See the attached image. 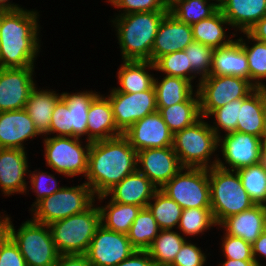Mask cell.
Masks as SVG:
<instances>
[{
	"label": "cell",
	"instance_id": "6da1fadb",
	"mask_svg": "<svg viewBox=\"0 0 266 266\" xmlns=\"http://www.w3.org/2000/svg\"><path fill=\"white\" fill-rule=\"evenodd\" d=\"M137 170V151L123 136L91 142L85 182L93 195H105Z\"/></svg>",
	"mask_w": 266,
	"mask_h": 266
},
{
	"label": "cell",
	"instance_id": "7a4b0ae2",
	"mask_svg": "<svg viewBox=\"0 0 266 266\" xmlns=\"http://www.w3.org/2000/svg\"><path fill=\"white\" fill-rule=\"evenodd\" d=\"M38 12L0 11V68L34 67L39 52Z\"/></svg>",
	"mask_w": 266,
	"mask_h": 266
},
{
	"label": "cell",
	"instance_id": "3957f363",
	"mask_svg": "<svg viewBox=\"0 0 266 266\" xmlns=\"http://www.w3.org/2000/svg\"><path fill=\"white\" fill-rule=\"evenodd\" d=\"M169 11L116 15L112 20L123 61H151V52L159 24Z\"/></svg>",
	"mask_w": 266,
	"mask_h": 266
},
{
	"label": "cell",
	"instance_id": "277c9868",
	"mask_svg": "<svg viewBox=\"0 0 266 266\" xmlns=\"http://www.w3.org/2000/svg\"><path fill=\"white\" fill-rule=\"evenodd\" d=\"M217 165L209 168L211 210L219 225L231 215L241 213L255 205L235 170H229L219 158Z\"/></svg>",
	"mask_w": 266,
	"mask_h": 266
},
{
	"label": "cell",
	"instance_id": "5b68a950",
	"mask_svg": "<svg viewBox=\"0 0 266 266\" xmlns=\"http://www.w3.org/2000/svg\"><path fill=\"white\" fill-rule=\"evenodd\" d=\"M100 225V209L92 204L82 213L49 224V228L60 255H76L86 254Z\"/></svg>",
	"mask_w": 266,
	"mask_h": 266
},
{
	"label": "cell",
	"instance_id": "8992f818",
	"mask_svg": "<svg viewBox=\"0 0 266 266\" xmlns=\"http://www.w3.org/2000/svg\"><path fill=\"white\" fill-rule=\"evenodd\" d=\"M202 120L203 117L193 125L176 132L173 136L174 152L184 168L209 169L217 165V158L211 162L212 164L208 165V163H210V156L219 146V137L211 129V126Z\"/></svg>",
	"mask_w": 266,
	"mask_h": 266
},
{
	"label": "cell",
	"instance_id": "52a82bcc",
	"mask_svg": "<svg viewBox=\"0 0 266 266\" xmlns=\"http://www.w3.org/2000/svg\"><path fill=\"white\" fill-rule=\"evenodd\" d=\"M10 238L18 246L27 266H55L60 256L53 242L49 225L33 219L15 231L10 224Z\"/></svg>",
	"mask_w": 266,
	"mask_h": 266
},
{
	"label": "cell",
	"instance_id": "ba28073f",
	"mask_svg": "<svg viewBox=\"0 0 266 266\" xmlns=\"http://www.w3.org/2000/svg\"><path fill=\"white\" fill-rule=\"evenodd\" d=\"M91 188L83 183L76 187H62L43 198L32 208L33 220L49 225L58 220L84 212L95 201Z\"/></svg>",
	"mask_w": 266,
	"mask_h": 266
},
{
	"label": "cell",
	"instance_id": "9c48e42d",
	"mask_svg": "<svg viewBox=\"0 0 266 266\" xmlns=\"http://www.w3.org/2000/svg\"><path fill=\"white\" fill-rule=\"evenodd\" d=\"M183 170H185L184 173ZM160 190L182 209L211 208L209 169L207 168H182Z\"/></svg>",
	"mask_w": 266,
	"mask_h": 266
},
{
	"label": "cell",
	"instance_id": "30bf717a",
	"mask_svg": "<svg viewBox=\"0 0 266 266\" xmlns=\"http://www.w3.org/2000/svg\"><path fill=\"white\" fill-rule=\"evenodd\" d=\"M197 87L203 118L233 100L245 98L256 88L249 80L232 75H209L199 80Z\"/></svg>",
	"mask_w": 266,
	"mask_h": 266
},
{
	"label": "cell",
	"instance_id": "8fae6325",
	"mask_svg": "<svg viewBox=\"0 0 266 266\" xmlns=\"http://www.w3.org/2000/svg\"><path fill=\"white\" fill-rule=\"evenodd\" d=\"M43 143L46 163L56 173L69 177L80 174L86 175L90 141L87 140L84 147L80 138L54 136L46 137Z\"/></svg>",
	"mask_w": 266,
	"mask_h": 266
},
{
	"label": "cell",
	"instance_id": "7c38bea8",
	"mask_svg": "<svg viewBox=\"0 0 266 266\" xmlns=\"http://www.w3.org/2000/svg\"><path fill=\"white\" fill-rule=\"evenodd\" d=\"M108 98L112 105L115 124L122 133L136 121L158 111L154 86L136 93L117 92L113 88Z\"/></svg>",
	"mask_w": 266,
	"mask_h": 266
},
{
	"label": "cell",
	"instance_id": "4fadbf2b",
	"mask_svg": "<svg viewBox=\"0 0 266 266\" xmlns=\"http://www.w3.org/2000/svg\"><path fill=\"white\" fill-rule=\"evenodd\" d=\"M135 251L126 234L108 230L100 225L85 255L92 266H115Z\"/></svg>",
	"mask_w": 266,
	"mask_h": 266
},
{
	"label": "cell",
	"instance_id": "5bb4252c",
	"mask_svg": "<svg viewBox=\"0 0 266 266\" xmlns=\"http://www.w3.org/2000/svg\"><path fill=\"white\" fill-rule=\"evenodd\" d=\"M34 67L0 68V112L23 109L36 87Z\"/></svg>",
	"mask_w": 266,
	"mask_h": 266
},
{
	"label": "cell",
	"instance_id": "9a60e30c",
	"mask_svg": "<svg viewBox=\"0 0 266 266\" xmlns=\"http://www.w3.org/2000/svg\"><path fill=\"white\" fill-rule=\"evenodd\" d=\"M182 168L184 167L174 152L173 146L148 148L137 152V170L158 189L170 181Z\"/></svg>",
	"mask_w": 266,
	"mask_h": 266
},
{
	"label": "cell",
	"instance_id": "2e32d148",
	"mask_svg": "<svg viewBox=\"0 0 266 266\" xmlns=\"http://www.w3.org/2000/svg\"><path fill=\"white\" fill-rule=\"evenodd\" d=\"M123 136L137 151L148 148L173 146L174 134L169 130L161 114L156 111L136 121Z\"/></svg>",
	"mask_w": 266,
	"mask_h": 266
},
{
	"label": "cell",
	"instance_id": "e0dca14e",
	"mask_svg": "<svg viewBox=\"0 0 266 266\" xmlns=\"http://www.w3.org/2000/svg\"><path fill=\"white\" fill-rule=\"evenodd\" d=\"M193 41L192 27L180 22L168 12L159 24L151 52V62L154 63L163 55L183 51Z\"/></svg>",
	"mask_w": 266,
	"mask_h": 266
},
{
	"label": "cell",
	"instance_id": "ac0fdd59",
	"mask_svg": "<svg viewBox=\"0 0 266 266\" xmlns=\"http://www.w3.org/2000/svg\"><path fill=\"white\" fill-rule=\"evenodd\" d=\"M219 146L224 161L230 166L229 170H238L257 164L260 149V137L233 131L219 137Z\"/></svg>",
	"mask_w": 266,
	"mask_h": 266
},
{
	"label": "cell",
	"instance_id": "d6986e66",
	"mask_svg": "<svg viewBox=\"0 0 266 266\" xmlns=\"http://www.w3.org/2000/svg\"><path fill=\"white\" fill-rule=\"evenodd\" d=\"M158 188L142 173L136 170L123 178L105 195L97 196L99 200L111 195V200L116 203L136 205L147 208Z\"/></svg>",
	"mask_w": 266,
	"mask_h": 266
},
{
	"label": "cell",
	"instance_id": "ffe728a7",
	"mask_svg": "<svg viewBox=\"0 0 266 266\" xmlns=\"http://www.w3.org/2000/svg\"><path fill=\"white\" fill-rule=\"evenodd\" d=\"M26 155L25 149L0 148V189L6 196L27 192L24 176L30 171Z\"/></svg>",
	"mask_w": 266,
	"mask_h": 266
},
{
	"label": "cell",
	"instance_id": "44dd1931",
	"mask_svg": "<svg viewBox=\"0 0 266 266\" xmlns=\"http://www.w3.org/2000/svg\"><path fill=\"white\" fill-rule=\"evenodd\" d=\"M41 135L25 108L0 112V148L25 149L23 142Z\"/></svg>",
	"mask_w": 266,
	"mask_h": 266
},
{
	"label": "cell",
	"instance_id": "7402d4cb",
	"mask_svg": "<svg viewBox=\"0 0 266 266\" xmlns=\"http://www.w3.org/2000/svg\"><path fill=\"white\" fill-rule=\"evenodd\" d=\"M219 226L225 228L226 234L242 238L253 244L266 228V207L253 205L250 209L231 215Z\"/></svg>",
	"mask_w": 266,
	"mask_h": 266
},
{
	"label": "cell",
	"instance_id": "603a6c76",
	"mask_svg": "<svg viewBox=\"0 0 266 266\" xmlns=\"http://www.w3.org/2000/svg\"><path fill=\"white\" fill-rule=\"evenodd\" d=\"M87 119V140L90 142L123 135L117 128L108 97L97 95L91 102Z\"/></svg>",
	"mask_w": 266,
	"mask_h": 266
},
{
	"label": "cell",
	"instance_id": "cb8c5ba5",
	"mask_svg": "<svg viewBox=\"0 0 266 266\" xmlns=\"http://www.w3.org/2000/svg\"><path fill=\"white\" fill-rule=\"evenodd\" d=\"M219 9L230 26L244 33L266 15V0H223Z\"/></svg>",
	"mask_w": 266,
	"mask_h": 266
},
{
	"label": "cell",
	"instance_id": "d4e9b609",
	"mask_svg": "<svg viewBox=\"0 0 266 266\" xmlns=\"http://www.w3.org/2000/svg\"><path fill=\"white\" fill-rule=\"evenodd\" d=\"M210 75H232L249 80L248 61L241 41L233 40L214 50Z\"/></svg>",
	"mask_w": 266,
	"mask_h": 266
},
{
	"label": "cell",
	"instance_id": "484cf974",
	"mask_svg": "<svg viewBox=\"0 0 266 266\" xmlns=\"http://www.w3.org/2000/svg\"><path fill=\"white\" fill-rule=\"evenodd\" d=\"M265 108L266 88H255L245 98H242L236 131L260 137Z\"/></svg>",
	"mask_w": 266,
	"mask_h": 266
},
{
	"label": "cell",
	"instance_id": "4316f807",
	"mask_svg": "<svg viewBox=\"0 0 266 266\" xmlns=\"http://www.w3.org/2000/svg\"><path fill=\"white\" fill-rule=\"evenodd\" d=\"M146 69H155L151 61H123L118 71L120 87L117 92L136 93L149 90L154 86V77Z\"/></svg>",
	"mask_w": 266,
	"mask_h": 266
},
{
	"label": "cell",
	"instance_id": "83f0119b",
	"mask_svg": "<svg viewBox=\"0 0 266 266\" xmlns=\"http://www.w3.org/2000/svg\"><path fill=\"white\" fill-rule=\"evenodd\" d=\"M55 91L37 90L35 87L26 102L25 110L34 122L35 128L40 134L45 135L50 128L51 116L61 94Z\"/></svg>",
	"mask_w": 266,
	"mask_h": 266
},
{
	"label": "cell",
	"instance_id": "f1b7e54d",
	"mask_svg": "<svg viewBox=\"0 0 266 266\" xmlns=\"http://www.w3.org/2000/svg\"><path fill=\"white\" fill-rule=\"evenodd\" d=\"M194 94H192L185 102L173 104L168 107H157L158 112L161 114L164 122L173 134L193 125L196 121L202 118L197 91Z\"/></svg>",
	"mask_w": 266,
	"mask_h": 266
},
{
	"label": "cell",
	"instance_id": "f546056e",
	"mask_svg": "<svg viewBox=\"0 0 266 266\" xmlns=\"http://www.w3.org/2000/svg\"><path fill=\"white\" fill-rule=\"evenodd\" d=\"M229 25L227 19L218 9L212 16L202 19L198 23L191 25L193 40L214 49L229 45L233 39H227L226 30L223 25Z\"/></svg>",
	"mask_w": 266,
	"mask_h": 266
},
{
	"label": "cell",
	"instance_id": "4dcf8cb0",
	"mask_svg": "<svg viewBox=\"0 0 266 266\" xmlns=\"http://www.w3.org/2000/svg\"><path fill=\"white\" fill-rule=\"evenodd\" d=\"M191 83L184 78L168 75L161 81L154 79L157 107H168L185 102L193 94L194 87Z\"/></svg>",
	"mask_w": 266,
	"mask_h": 266
},
{
	"label": "cell",
	"instance_id": "1f68e13d",
	"mask_svg": "<svg viewBox=\"0 0 266 266\" xmlns=\"http://www.w3.org/2000/svg\"><path fill=\"white\" fill-rule=\"evenodd\" d=\"M99 209L101 225L108 230L127 235L142 207L116 203L110 199L106 206H101Z\"/></svg>",
	"mask_w": 266,
	"mask_h": 266
},
{
	"label": "cell",
	"instance_id": "d6a6232c",
	"mask_svg": "<svg viewBox=\"0 0 266 266\" xmlns=\"http://www.w3.org/2000/svg\"><path fill=\"white\" fill-rule=\"evenodd\" d=\"M209 0H171L168 4L169 12L180 22L190 26L202 19L209 18L218 9L217 3Z\"/></svg>",
	"mask_w": 266,
	"mask_h": 266
},
{
	"label": "cell",
	"instance_id": "836d02e7",
	"mask_svg": "<svg viewBox=\"0 0 266 266\" xmlns=\"http://www.w3.org/2000/svg\"><path fill=\"white\" fill-rule=\"evenodd\" d=\"M181 233L160 230L151 246L147 249L157 266H169L179 253L186 239Z\"/></svg>",
	"mask_w": 266,
	"mask_h": 266
},
{
	"label": "cell",
	"instance_id": "e575fe53",
	"mask_svg": "<svg viewBox=\"0 0 266 266\" xmlns=\"http://www.w3.org/2000/svg\"><path fill=\"white\" fill-rule=\"evenodd\" d=\"M97 92L83 91L78 93H62L61 98L66 102L71 111V126L73 127V137L80 138L87 135L88 111L92 100L97 96Z\"/></svg>",
	"mask_w": 266,
	"mask_h": 266
},
{
	"label": "cell",
	"instance_id": "d590c367",
	"mask_svg": "<svg viewBox=\"0 0 266 266\" xmlns=\"http://www.w3.org/2000/svg\"><path fill=\"white\" fill-rule=\"evenodd\" d=\"M160 228L148 208H142L137 214L127 234L136 250H147L158 236Z\"/></svg>",
	"mask_w": 266,
	"mask_h": 266
},
{
	"label": "cell",
	"instance_id": "8d00e7d4",
	"mask_svg": "<svg viewBox=\"0 0 266 266\" xmlns=\"http://www.w3.org/2000/svg\"><path fill=\"white\" fill-rule=\"evenodd\" d=\"M147 208L153 214L160 230H172L179 225L183 209L164 192L158 189Z\"/></svg>",
	"mask_w": 266,
	"mask_h": 266
},
{
	"label": "cell",
	"instance_id": "74e56055",
	"mask_svg": "<svg viewBox=\"0 0 266 266\" xmlns=\"http://www.w3.org/2000/svg\"><path fill=\"white\" fill-rule=\"evenodd\" d=\"M244 34L254 42V45L249 47L245 41L243 42V38L238 39L241 41V46L247 57L249 81L256 88H266V85L261 82L262 78H266V42L253 39L247 32H244Z\"/></svg>",
	"mask_w": 266,
	"mask_h": 266
},
{
	"label": "cell",
	"instance_id": "f35d334b",
	"mask_svg": "<svg viewBox=\"0 0 266 266\" xmlns=\"http://www.w3.org/2000/svg\"><path fill=\"white\" fill-rule=\"evenodd\" d=\"M242 186L255 205H266V171L258 164L236 170Z\"/></svg>",
	"mask_w": 266,
	"mask_h": 266
},
{
	"label": "cell",
	"instance_id": "ab89813d",
	"mask_svg": "<svg viewBox=\"0 0 266 266\" xmlns=\"http://www.w3.org/2000/svg\"><path fill=\"white\" fill-rule=\"evenodd\" d=\"M217 225L211 208L183 209L177 228L185 235L195 236Z\"/></svg>",
	"mask_w": 266,
	"mask_h": 266
},
{
	"label": "cell",
	"instance_id": "60d3db41",
	"mask_svg": "<svg viewBox=\"0 0 266 266\" xmlns=\"http://www.w3.org/2000/svg\"><path fill=\"white\" fill-rule=\"evenodd\" d=\"M154 66L156 71L164 72L168 76L181 77L190 82L196 78V73L193 71L188 55L184 50L159 57L154 62Z\"/></svg>",
	"mask_w": 266,
	"mask_h": 266
},
{
	"label": "cell",
	"instance_id": "b9f144b4",
	"mask_svg": "<svg viewBox=\"0 0 266 266\" xmlns=\"http://www.w3.org/2000/svg\"><path fill=\"white\" fill-rule=\"evenodd\" d=\"M214 50L195 41L184 49L193 71L200 75V80L210 75Z\"/></svg>",
	"mask_w": 266,
	"mask_h": 266
},
{
	"label": "cell",
	"instance_id": "7bdbcfd3",
	"mask_svg": "<svg viewBox=\"0 0 266 266\" xmlns=\"http://www.w3.org/2000/svg\"><path fill=\"white\" fill-rule=\"evenodd\" d=\"M242 106V99L233 100L225 106L215 109L210 116H214L216 119L215 126L211 125V129L215 134L220 137V128L224 129L225 134L236 131L237 122L239 118V107ZM217 125V126H216ZM220 127V128H219Z\"/></svg>",
	"mask_w": 266,
	"mask_h": 266
},
{
	"label": "cell",
	"instance_id": "ee69618b",
	"mask_svg": "<svg viewBox=\"0 0 266 266\" xmlns=\"http://www.w3.org/2000/svg\"><path fill=\"white\" fill-rule=\"evenodd\" d=\"M56 133L57 136L73 137V127L71 126V111L66 102L60 98L52 112L49 131L45 134L51 135Z\"/></svg>",
	"mask_w": 266,
	"mask_h": 266
},
{
	"label": "cell",
	"instance_id": "f6af8a7d",
	"mask_svg": "<svg viewBox=\"0 0 266 266\" xmlns=\"http://www.w3.org/2000/svg\"><path fill=\"white\" fill-rule=\"evenodd\" d=\"M111 5L123 9L120 15L138 12L169 11L166 0H111Z\"/></svg>",
	"mask_w": 266,
	"mask_h": 266
},
{
	"label": "cell",
	"instance_id": "bcb514c9",
	"mask_svg": "<svg viewBox=\"0 0 266 266\" xmlns=\"http://www.w3.org/2000/svg\"><path fill=\"white\" fill-rule=\"evenodd\" d=\"M222 240V248L225 258L232 260H254L252 255V244L242 238L234 237L225 233Z\"/></svg>",
	"mask_w": 266,
	"mask_h": 266
},
{
	"label": "cell",
	"instance_id": "7dc6e473",
	"mask_svg": "<svg viewBox=\"0 0 266 266\" xmlns=\"http://www.w3.org/2000/svg\"><path fill=\"white\" fill-rule=\"evenodd\" d=\"M29 177L31 178L30 182L32 186L30 187V189L34 190V192H36L37 194L36 201L32 204V207L35 206L43 198L52 195L53 193L59 191L62 188L60 186L57 187L58 185L55 177L52 176L51 174H48L47 172H38V173L36 172L29 175Z\"/></svg>",
	"mask_w": 266,
	"mask_h": 266
},
{
	"label": "cell",
	"instance_id": "c3c4849f",
	"mask_svg": "<svg viewBox=\"0 0 266 266\" xmlns=\"http://www.w3.org/2000/svg\"><path fill=\"white\" fill-rule=\"evenodd\" d=\"M195 244L185 241L169 266H204L206 255Z\"/></svg>",
	"mask_w": 266,
	"mask_h": 266
},
{
	"label": "cell",
	"instance_id": "681fc988",
	"mask_svg": "<svg viewBox=\"0 0 266 266\" xmlns=\"http://www.w3.org/2000/svg\"><path fill=\"white\" fill-rule=\"evenodd\" d=\"M0 266H27L18 246L11 238L0 246Z\"/></svg>",
	"mask_w": 266,
	"mask_h": 266
},
{
	"label": "cell",
	"instance_id": "f907efd6",
	"mask_svg": "<svg viewBox=\"0 0 266 266\" xmlns=\"http://www.w3.org/2000/svg\"><path fill=\"white\" fill-rule=\"evenodd\" d=\"M115 266H157L147 250H136Z\"/></svg>",
	"mask_w": 266,
	"mask_h": 266
},
{
	"label": "cell",
	"instance_id": "816d5d0a",
	"mask_svg": "<svg viewBox=\"0 0 266 266\" xmlns=\"http://www.w3.org/2000/svg\"><path fill=\"white\" fill-rule=\"evenodd\" d=\"M55 266H92L85 254L60 255Z\"/></svg>",
	"mask_w": 266,
	"mask_h": 266
},
{
	"label": "cell",
	"instance_id": "f5cc1de1",
	"mask_svg": "<svg viewBox=\"0 0 266 266\" xmlns=\"http://www.w3.org/2000/svg\"><path fill=\"white\" fill-rule=\"evenodd\" d=\"M247 33L257 41L266 42V15L253 25Z\"/></svg>",
	"mask_w": 266,
	"mask_h": 266
},
{
	"label": "cell",
	"instance_id": "db71d44e",
	"mask_svg": "<svg viewBox=\"0 0 266 266\" xmlns=\"http://www.w3.org/2000/svg\"><path fill=\"white\" fill-rule=\"evenodd\" d=\"M260 254L266 258V231H264L259 238L252 244V255L257 266H261L257 255Z\"/></svg>",
	"mask_w": 266,
	"mask_h": 266
},
{
	"label": "cell",
	"instance_id": "11a10c76",
	"mask_svg": "<svg viewBox=\"0 0 266 266\" xmlns=\"http://www.w3.org/2000/svg\"><path fill=\"white\" fill-rule=\"evenodd\" d=\"M10 218L5 215V217L0 216V246L10 238Z\"/></svg>",
	"mask_w": 266,
	"mask_h": 266
},
{
	"label": "cell",
	"instance_id": "9f6ffc18",
	"mask_svg": "<svg viewBox=\"0 0 266 266\" xmlns=\"http://www.w3.org/2000/svg\"><path fill=\"white\" fill-rule=\"evenodd\" d=\"M225 262L221 264L222 266H257L254 260H232L226 258Z\"/></svg>",
	"mask_w": 266,
	"mask_h": 266
},
{
	"label": "cell",
	"instance_id": "6f0895ef",
	"mask_svg": "<svg viewBox=\"0 0 266 266\" xmlns=\"http://www.w3.org/2000/svg\"><path fill=\"white\" fill-rule=\"evenodd\" d=\"M8 1L9 0H0V11H18L23 9L21 6L17 4L14 5V3L11 4Z\"/></svg>",
	"mask_w": 266,
	"mask_h": 266
},
{
	"label": "cell",
	"instance_id": "680465c9",
	"mask_svg": "<svg viewBox=\"0 0 266 266\" xmlns=\"http://www.w3.org/2000/svg\"><path fill=\"white\" fill-rule=\"evenodd\" d=\"M257 164L266 171V145L261 144Z\"/></svg>",
	"mask_w": 266,
	"mask_h": 266
},
{
	"label": "cell",
	"instance_id": "91938a15",
	"mask_svg": "<svg viewBox=\"0 0 266 266\" xmlns=\"http://www.w3.org/2000/svg\"><path fill=\"white\" fill-rule=\"evenodd\" d=\"M260 142H261V144L266 145V108H265V113H264Z\"/></svg>",
	"mask_w": 266,
	"mask_h": 266
},
{
	"label": "cell",
	"instance_id": "94428289",
	"mask_svg": "<svg viewBox=\"0 0 266 266\" xmlns=\"http://www.w3.org/2000/svg\"><path fill=\"white\" fill-rule=\"evenodd\" d=\"M214 1V0H212ZM218 2V5L223 1V0H216Z\"/></svg>",
	"mask_w": 266,
	"mask_h": 266
}]
</instances>
